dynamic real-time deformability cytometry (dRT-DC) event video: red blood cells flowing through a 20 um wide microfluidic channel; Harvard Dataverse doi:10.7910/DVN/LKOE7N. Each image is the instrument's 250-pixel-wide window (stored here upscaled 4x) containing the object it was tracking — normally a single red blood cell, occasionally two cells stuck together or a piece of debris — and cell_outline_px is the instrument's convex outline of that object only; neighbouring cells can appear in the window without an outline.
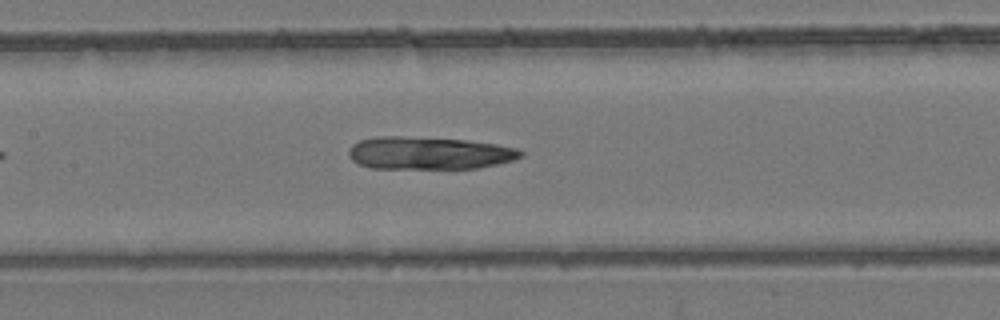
{"species": "common noctule bat (a hibernating species)", "species_latin": "Nyctalus noctula", "temperature_condition": "room temperature", "stored_images_in_passage": 7, "camera_frame_rate_fps": 3000, "um_per_image_px": 0.085, "animal": {"sex": "female", "body_mass_g": 24.6, "forearm_length_mm": 56.2}, "frame": {"image": 1, "passage_image": 7, "time_ms": 8.0, "image_size_px": [1000, 320], "cell_outline_px": [[524, 156], [512, 160], [496, 164], [476, 168], [372, 168], [360, 164], [352, 160], [348, 156], [348, 148], [352, 144], [360, 140], [376, 136], [400, 136], [464, 140], [496, 144], [516, 148], [524, 152]], "centroid_in_image_um": [36.43, 13.01], "position_along_channel_um": 171.0, "area_um2": 32.6}}